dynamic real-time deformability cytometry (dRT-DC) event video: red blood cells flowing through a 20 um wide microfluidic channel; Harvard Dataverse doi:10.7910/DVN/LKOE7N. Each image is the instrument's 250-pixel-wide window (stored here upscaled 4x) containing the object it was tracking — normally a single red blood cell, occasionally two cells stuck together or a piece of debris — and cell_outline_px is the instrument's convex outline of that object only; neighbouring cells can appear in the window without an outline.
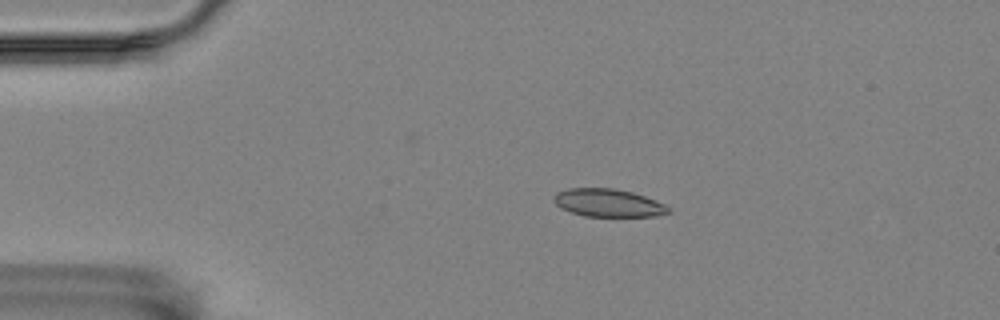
{"species": "Egyptian fruit bat (a non-hibernating species)", "species_latin": "Rousettus aegyptiacus", "temperature_condition": "room temperature", "stored_images_in_passage": 45, "camera_frame_rate_fps": 3000, "um_per_image_px": 0.085, "animal": {"sex": "female"}, "frame": {"image": 1, "passage_image": 11, "time_ms": 3.333, "image_size_px": [1000, 320], "cell_outline_px": [[672, 212], [656, 216], [584, 216], [560, 208], [552, 200], [552, 196], [556, 192], [568, 188], [616, 188], [632, 192], [656, 200], [664, 204]], "centroid_in_image_um": [51.66, 17.24], "position_along_channel_um": 33.3, "area_um2": 18.73}}
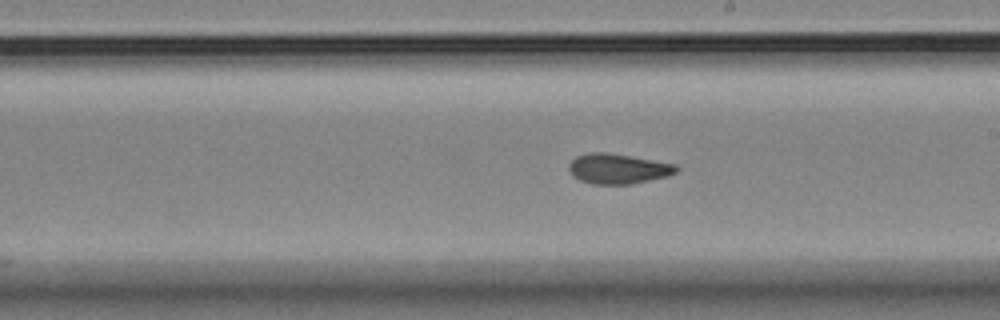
{"frame": {"image": 2, "passage_image": 32, "time_ms": 10.333, "image_size_px": [1000, 320], "cell_outline_px": [[680, 168], [676, 172], [668, 176], [632, 184], [592, 184], [580, 180], [572, 176], [568, 168], [568, 164], [576, 156], [588, 152], [604, 152], [676, 164]], "centroid_in_image_um": [52.51, 14.35], "position_along_channel_um": 236.5, "area_um2": 18.84}}
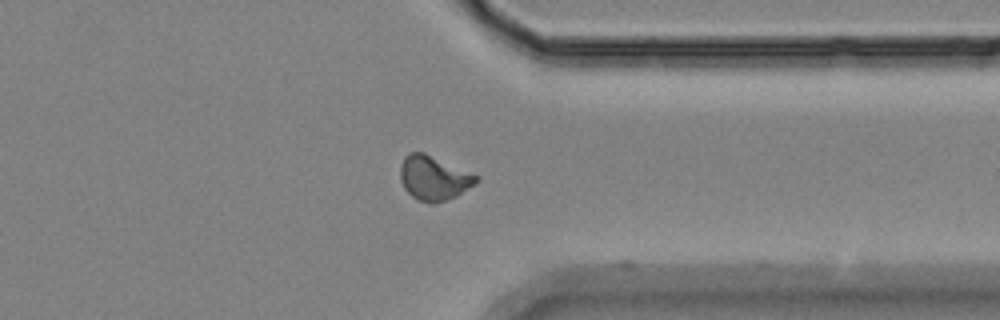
{"frame": {"image": 3, "passage_image": 44, "time_ms": 14.333, "image_size_px": [1000, 320], "cell_outline_px": [[480, 180], [456, 196], [432, 204], [416, 200], [404, 188], [400, 180], [400, 164], [404, 156], [408, 152], [424, 152], [480, 176]], "centroid_in_image_um": [36.85, 15.12], "position_along_channel_um": 374.6, "area_um2": 19.77}}